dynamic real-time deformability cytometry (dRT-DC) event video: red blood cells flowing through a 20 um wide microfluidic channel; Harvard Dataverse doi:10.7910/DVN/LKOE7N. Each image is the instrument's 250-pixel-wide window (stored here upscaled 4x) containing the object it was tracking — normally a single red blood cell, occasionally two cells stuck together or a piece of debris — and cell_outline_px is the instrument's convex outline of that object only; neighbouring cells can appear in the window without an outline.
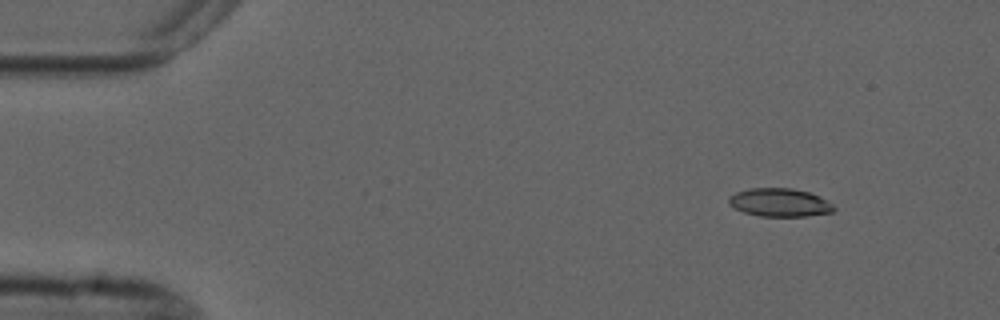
{"species": "common noctule bat (a hibernating species)", "species_latin": "Nyctalus noctula", "temperature_condition": "cold", "stored_images_in_passage": 4, "camera_frame_rate_fps": 3000, "um_per_image_px": 0.085, "animal": {"sex": "male", "forearm_length_mm": 52.5}, "frame": {"image": 1, "passage_image": 2, "time_ms": 1.333, "image_size_px": [1000, 320], "cell_outline_px": [[836, 208], [832, 212], [804, 216], [760, 216], [744, 212], [728, 204], [728, 200], [736, 192], [748, 188], [792, 188], [808, 192], [820, 196], [832, 204]], "centroid_in_image_um": [66.28, 17.2], "position_along_channel_um": 18.7, "area_um2": 17.17}}
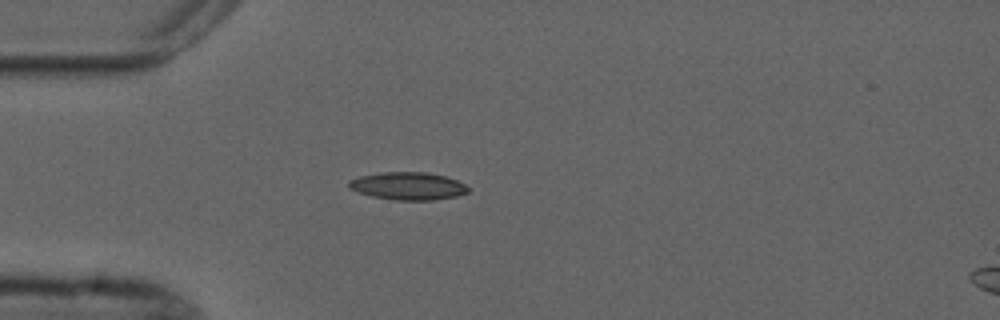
{"frame": {"image": 2, "passage_image": 4, "time_ms": 4.333, "image_size_px": [1000, 320], "cell_outline_px": [[468, 192], [456, 196], [432, 200], [392, 200], [372, 196], [348, 188], [348, 180], [360, 176], [380, 172], [428, 172], [444, 176], [456, 180], [464, 184], [468, 188]], "centroid_in_image_um": [34.65, 15.8], "position_along_channel_um": 50.4, "area_um2": 19.19}}